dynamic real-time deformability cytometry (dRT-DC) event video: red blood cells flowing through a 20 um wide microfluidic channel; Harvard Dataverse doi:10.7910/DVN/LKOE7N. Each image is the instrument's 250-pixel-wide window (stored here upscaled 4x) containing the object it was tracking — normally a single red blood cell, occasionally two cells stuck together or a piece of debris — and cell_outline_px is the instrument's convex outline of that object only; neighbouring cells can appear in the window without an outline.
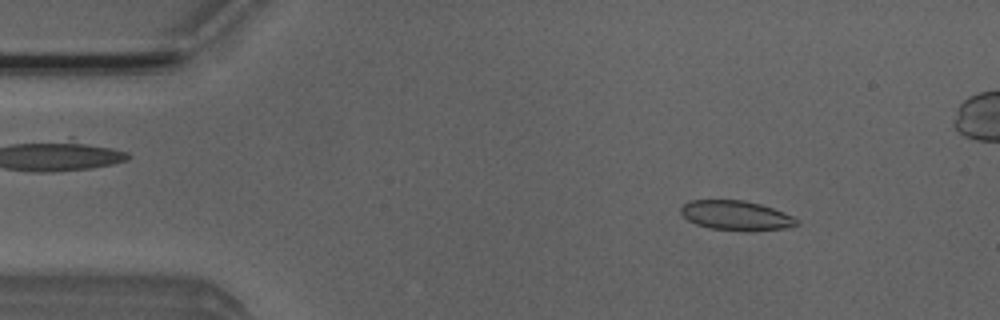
{"species": "Egyptian fruit bat (a non-hibernating species)", "species_latin": "Rousettus aegyptiacus", "temperature_condition": "room temperature", "stored_images_in_passage": 52, "camera_frame_rate_fps": 3000, "um_per_image_px": 0.085, "animal": {"sex": "male"}, "frame": {"image": 1, "passage_image": 6, "time_ms": 1.667, "image_size_px": [1000, 320], "cell_outline_px": [[800, 224], [788, 228], [708, 228], [696, 224], [688, 220], [680, 212], [680, 208], [688, 200], [744, 200], [760, 204], [772, 208], [792, 216], [800, 220]], "centroid_in_image_um": [62.53, 18.26], "position_along_channel_um": 22.5, "area_um2": 19.13}}
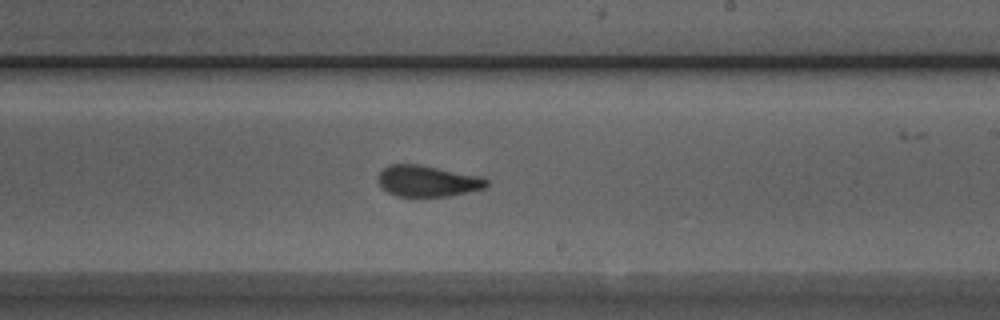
{"frame": {"image": 2, "passage_image": 29, "time_ms": 9.333, "image_size_px": [1000, 320], "cell_outline_px": [[488, 188], [448, 196], [396, 196], [388, 192], [376, 180], [380, 172], [388, 164], [420, 164], [484, 176], [488, 180]], "centroid_in_image_um": [36.39, 15.37], "position_along_channel_um": 252.6, "area_um2": 20.0}}
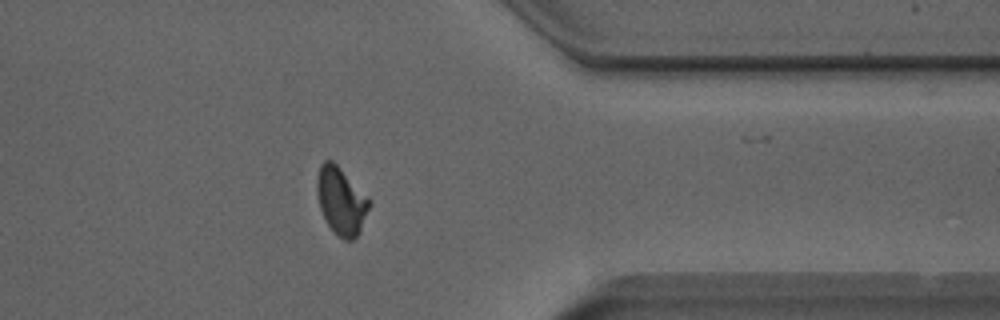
{"frame": {"image": 3, "passage_image": 40, "time_ms": 13.0, "image_size_px": [1000, 320], "cell_outline_px": [[372, 204], [360, 232], [352, 240], [344, 240], [324, 220], [320, 208], [316, 192], [316, 180], [320, 164], [324, 160], [332, 160], [372, 200]], "centroid_in_image_um": [29.01, 17.06], "position_along_channel_um": 382.4, "area_um2": 20.69}, "authors_computed_cell_mechanics": {"area_um2": 20.2011, "velocity_mm_per_s": 3.9252, "shape_relaxation_time_tau1_ms": 4.8785, "shape_relaxation_time_tau2_ms": 0.9456, "deformation_change_tau1": 0.1662, "deformation_change_tau2": 0.0816}}